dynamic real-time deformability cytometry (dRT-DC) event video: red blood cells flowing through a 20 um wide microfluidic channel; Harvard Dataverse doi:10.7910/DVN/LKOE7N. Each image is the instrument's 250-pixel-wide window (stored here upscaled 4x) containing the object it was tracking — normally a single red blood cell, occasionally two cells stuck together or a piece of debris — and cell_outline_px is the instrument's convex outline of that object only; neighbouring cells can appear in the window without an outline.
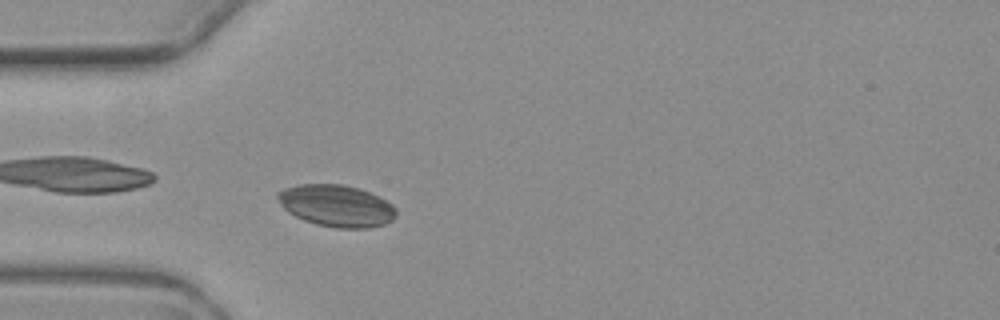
{"species": "common noctule bat (a hibernating species)", "species_latin": "Nyctalus noctula", "temperature_condition": "warm", "stored_images_in_passage": 2, "camera_frame_rate_fps": 3000, "um_per_image_px": 0.085, "animal": {"sex": "female", "body_mass_g": 19.3, "forearm_length_mm": 54.1}, "frame": {"image": 1, "passage_image": 2, "time_ms": 1.333, "image_size_px": [1000, 320], "cell_outline_px": [[396, 216], [392, 220], [384, 224], [368, 228], [336, 228], [316, 224], [304, 220], [288, 212], [280, 204], [276, 196], [276, 192], [284, 188], [300, 184], [340, 184], [360, 188], [392, 204], [396, 208]], "centroid_in_image_um": [28.57, 17.49], "position_along_channel_um": 56.4, "area_um2": 28.84}}